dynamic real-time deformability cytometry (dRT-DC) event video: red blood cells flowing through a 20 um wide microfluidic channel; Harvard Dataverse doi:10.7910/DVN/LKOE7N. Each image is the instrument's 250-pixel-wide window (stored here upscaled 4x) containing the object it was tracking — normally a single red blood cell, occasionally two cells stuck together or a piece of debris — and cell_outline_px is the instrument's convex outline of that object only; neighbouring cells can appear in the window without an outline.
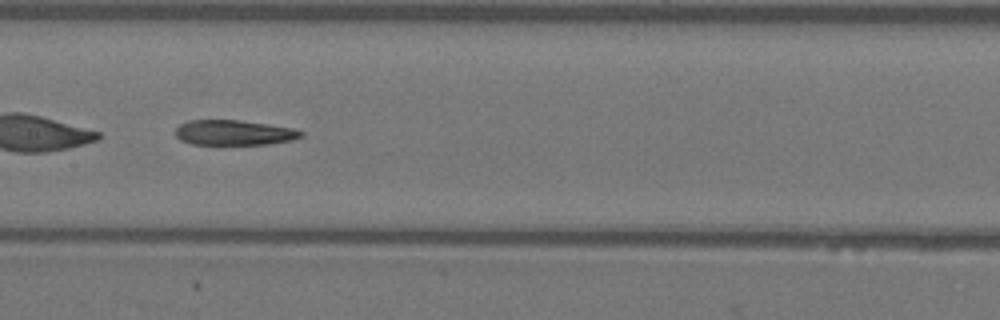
{"species": "Egyptian fruit bat (a non-hibernating species)", "species_latin": "Rousettus aegyptiacus", "temperature_condition": "warm", "stored_images_in_passage": 28, "camera_frame_rate_fps": 3000, "um_per_image_px": 0.085, "animal": {"sex": "female"}, "frame": {"image": 1, "passage_image": 12, "time_ms": 3.667, "image_size_px": [1000, 320], "cell_outline_px": [[304, 136], [292, 140], [268, 144], [192, 144], [180, 140], [176, 136], [176, 128], [180, 124], [188, 120], [240, 120], [268, 124], [292, 128], [304, 132]], "centroid_in_image_um": [19.9, 11.27], "position_along_channel_um": 187.5, "area_um2": 18.38}, "authors_computed_cell_mechanics": {"area_um2": 19.7098, "velocity_mm_per_s": 3.9427, "shape_relaxation_time_tau1_ms": null, "shape_relaxation_time_tau2_ms": 7.7065, "deformation_change_tau1": null, "deformation_change_tau2": 0.1996}}